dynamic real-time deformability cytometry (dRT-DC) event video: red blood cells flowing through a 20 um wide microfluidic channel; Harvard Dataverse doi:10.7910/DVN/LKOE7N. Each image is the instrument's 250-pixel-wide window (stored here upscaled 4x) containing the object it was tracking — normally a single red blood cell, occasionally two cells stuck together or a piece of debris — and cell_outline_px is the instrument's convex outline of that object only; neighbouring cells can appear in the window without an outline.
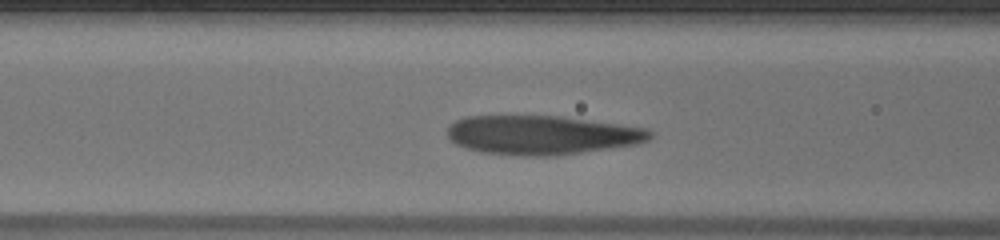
{"species": "human", "species_latin": "Homo sapiens", "temperature_condition": "warm", "stored_images_in_passage": 40, "camera_frame_rate_fps": 3000, "um_per_image_px": 0.085, "donor": {"sex": "male"}, "frame": {"image": 1, "passage_image": 7, "time_ms": 2.0, "image_size_px": [1000, 240], "cell_outline_px": [[652, 136], [648, 140], [632, 144], [556, 156], [520, 156], [484, 152], [468, 148], [456, 144], [448, 136], [448, 128], [456, 120], [468, 116], [560, 116], [644, 128], [652, 132]], "centroid_in_image_um": [46.01, 11.47], "position_along_channel_um": 120.6, "area_um2": 45.43}}
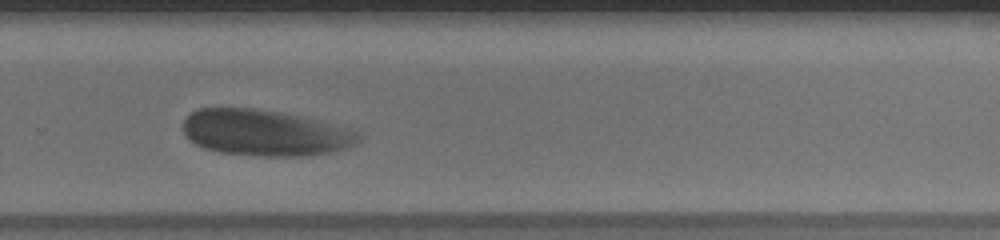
{"frame": {"image": 2, "passage_image": 22, "time_ms": 7.0, "image_size_px": [1000, 240], "cell_outline_px": [[356, 140], [352, 144], [344, 148], [328, 152], [304, 156], [252, 156], [224, 152], [204, 148], [196, 144], [184, 132], [184, 120], [196, 108], [252, 108], [280, 112], [296, 116], [356, 132]], "centroid_in_image_um": [22.38, 11.29], "position_along_channel_um": 307.4, "area_um2": 45.66}}
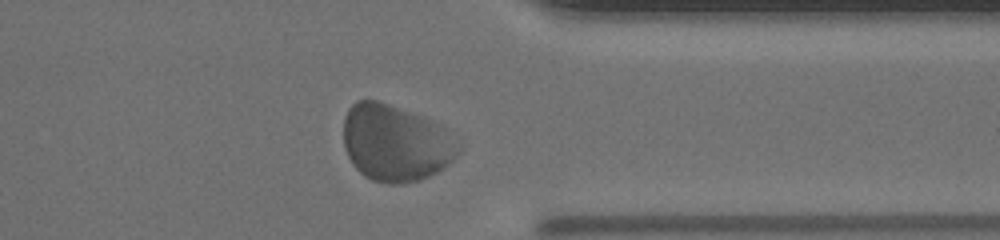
{"frame": {"image": 3, "passage_image": 28, "time_ms": 9.0, "image_size_px": [1000, 240], "cell_outline_px": [[456, 156], [444, 168], [428, 176], [416, 180], [400, 184], [392, 184], [372, 180], [364, 176], [356, 168], [348, 156], [344, 144], [344, 116], [348, 108], [356, 100], [376, 100], [420, 116], [432, 124], [436, 128], [456, 152]], "centroid_in_image_um": [33.43, 12.18], "position_along_channel_um": 378.0, "area_um2": 48.96}, "authors_computed_cell_mechanics": {"area_um2": 46.7313, "velocity_mm_per_s": 3.7486, "shape_relaxation_time_tau1_ms": 2.4758, "shape_relaxation_time_tau2_ms": null, "deformation_change_tau1": 0.1142, "deformation_change_tau2": null}}